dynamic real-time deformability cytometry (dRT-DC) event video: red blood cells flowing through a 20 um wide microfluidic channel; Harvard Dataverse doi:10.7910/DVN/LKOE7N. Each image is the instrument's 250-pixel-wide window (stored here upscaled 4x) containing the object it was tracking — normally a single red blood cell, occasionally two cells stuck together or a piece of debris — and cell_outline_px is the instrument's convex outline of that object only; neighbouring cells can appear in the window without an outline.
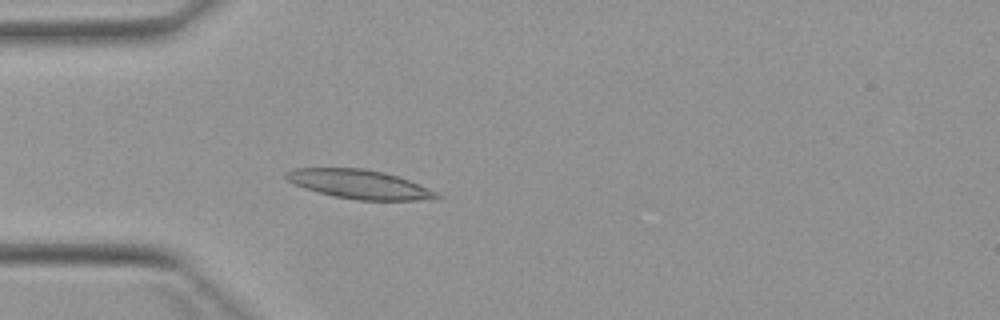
{"species": "Egyptian fruit bat (a non-hibernating species)", "species_latin": "Rousettus aegyptiacus", "temperature_condition": "warm", "stored_images_in_passage": 1, "camera_frame_rate_fps": 3000, "um_per_image_px": 0.085, "animal": {"sex": "female"}, "frame": {"image": 1, "passage_image": 1, "time_ms": 0.0, "image_size_px": [1000, 320], "cell_outline_px": [[444, 196], [440, 200], [356, 200], [332, 196], [304, 188], [288, 180], [284, 176], [284, 172], [296, 168], [364, 168], [384, 172], [408, 180], [428, 188]], "centroid_in_image_um": [30.58, 15.67], "position_along_channel_um": 54.4, "area_um2": 25.55}}